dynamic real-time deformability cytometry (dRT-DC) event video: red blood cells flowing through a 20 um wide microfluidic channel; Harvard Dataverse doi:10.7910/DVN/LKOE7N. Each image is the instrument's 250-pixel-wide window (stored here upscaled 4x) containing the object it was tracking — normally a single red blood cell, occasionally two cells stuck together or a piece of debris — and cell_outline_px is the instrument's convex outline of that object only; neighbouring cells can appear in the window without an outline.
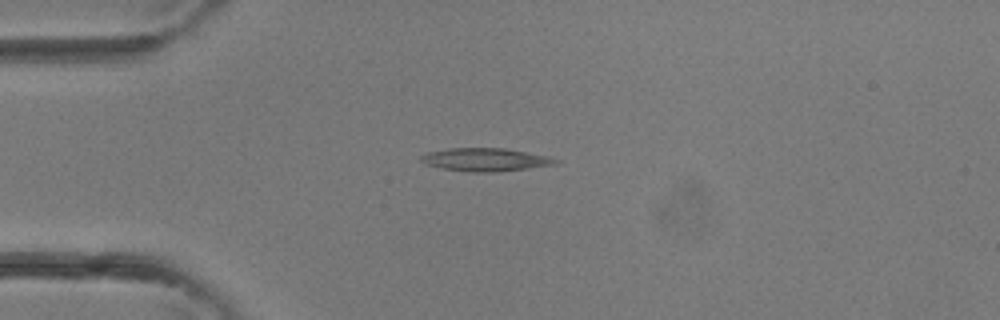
{"species": "common noctule bat (a hibernating species)", "species_latin": "Nyctalus noctula", "temperature_condition": "room temperature", "stored_images_in_passage": 2, "camera_frame_rate_fps": 3000, "um_per_image_px": 0.085, "animal": {"sex": "female"}, "frame": {"image": 1, "passage_image": 2, "time_ms": 0.333, "image_size_px": [1000, 320], "cell_outline_px": [[560, 160], [556, 164], [528, 168], [496, 172], [468, 172], [440, 168], [424, 164], [420, 160], [420, 156], [428, 152], [448, 148], [504, 148], [548, 156]], "centroid_in_image_um": [41.22, 13.57], "position_along_channel_um": 43.8, "area_um2": 18.15}}